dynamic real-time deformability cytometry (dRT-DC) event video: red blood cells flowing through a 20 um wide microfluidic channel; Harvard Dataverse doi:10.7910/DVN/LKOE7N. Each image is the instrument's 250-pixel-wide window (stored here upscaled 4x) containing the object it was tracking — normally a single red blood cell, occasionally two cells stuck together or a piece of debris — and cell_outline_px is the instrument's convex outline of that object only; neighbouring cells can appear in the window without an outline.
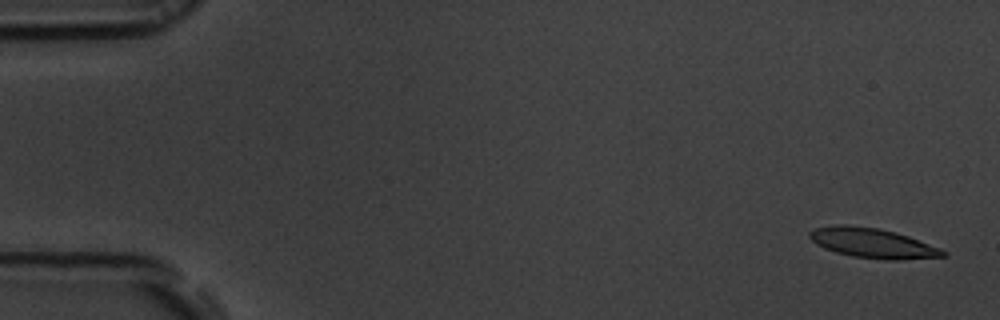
{"species": "common noctule bat (a hibernating species)", "species_latin": "Nyctalus noctula", "temperature_condition": "room temperature", "stored_images_in_passage": 55, "camera_frame_rate_fps": 3000, "um_per_image_px": 0.085, "animal": {"sex": "male", "body_mass_g": 19.5, "forearm_length_mm": 54.6}, "frame": {"image": 1, "passage_image": 2, "time_ms": 0.333, "image_size_px": [1000, 320], "cell_outline_px": [[948, 256], [900, 260], [888, 260], [852, 256], [836, 252], [824, 248], [816, 244], [808, 236], [808, 232], [816, 228], [832, 224], [844, 224], [880, 228], [896, 232], [908, 236], [940, 248], [948, 252]], "centroid_in_image_um": [74.17, 20.65], "position_along_channel_um": 10.8, "area_um2": 23.35}}
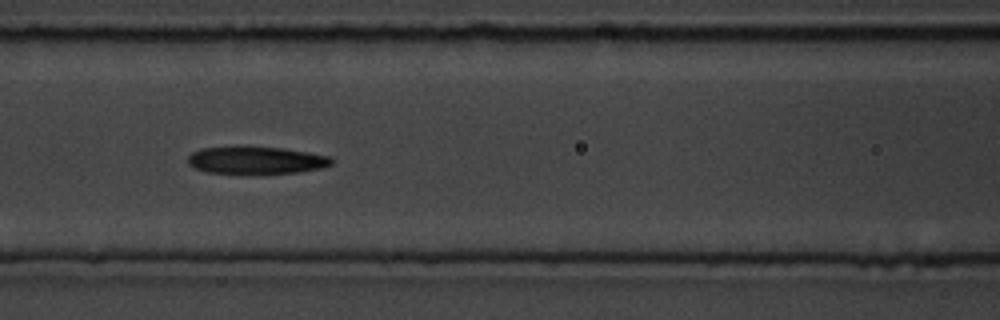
{"frame": {"image": 2, "passage_image": 24, "time_ms": 7.667, "image_size_px": [1000, 320], "cell_outline_px": [[332, 164], [324, 168], [300, 172], [208, 172], [196, 168], [188, 164], [188, 156], [192, 152], [200, 148], [236, 144], [240, 144], [284, 148], [308, 152], [328, 156], [332, 160]], "centroid_in_image_um": [21.74, 13.55], "position_along_channel_um": 144.9, "area_um2": 23.24}}
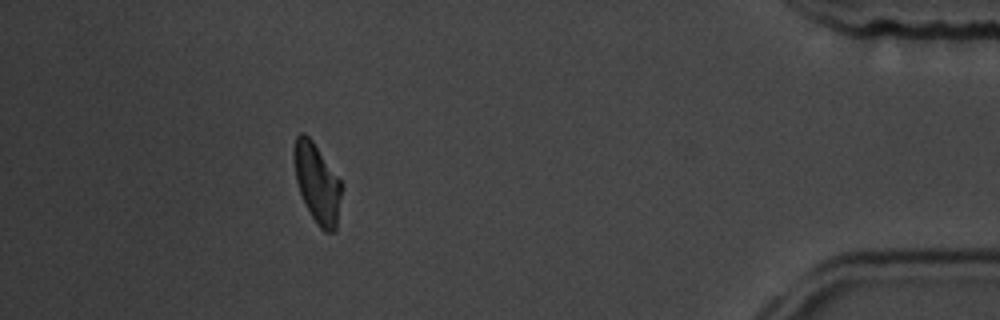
{"frame": {"image": 3, "passage_image": 50, "time_ms": 16.333, "image_size_px": [1000, 320], "cell_outline_px": [[340, 196], [336, 228], [332, 232], [324, 232], [320, 228], [304, 204], [296, 180], [292, 156], [292, 152], [296, 136], [300, 132], [304, 132], [312, 140], [340, 180]], "centroid_in_image_um": [26.9, 15.53], "position_along_channel_um": 408.3, "area_um2": 21.68}, "authors_computed_cell_mechanics": {"area_um2": 23.3512, "velocity_mm_per_s": 3.6646, "shape_relaxation_time_tau1_ms": 5.8504, "shape_relaxation_time_tau2_ms": 4.4833, "deformation_change_tau1": 0.1528, "deformation_change_tau2": 0.138}}